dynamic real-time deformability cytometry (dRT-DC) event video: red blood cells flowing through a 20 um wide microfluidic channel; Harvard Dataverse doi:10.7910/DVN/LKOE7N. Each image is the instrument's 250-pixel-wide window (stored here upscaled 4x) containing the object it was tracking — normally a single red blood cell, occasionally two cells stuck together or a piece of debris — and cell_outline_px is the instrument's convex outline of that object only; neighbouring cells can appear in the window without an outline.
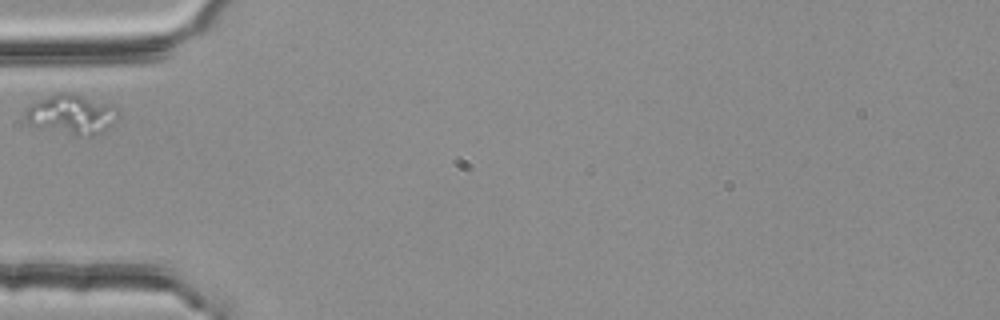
{"species": "common noctule bat (a hibernating species)", "species_latin": "Nyctalus noctula", "temperature_condition": "room temperature", "stored_images_in_passage": 1, "camera_frame_rate_fps": 3000, "um_per_image_px": 0.085, "animal": {"sex": "female", "body_mass_g": 25.1}, "frame": {"image": 1, "passage_image": 1, "time_ms": 0.0, "image_size_px": [1000, 320], "cell_outline_px": [[120, 116], [100, 132], [88, 136], [76, 136], [36, 128], [28, 124], [24, 120], [24, 112], [36, 100], [56, 92], [72, 92], [108, 104], [116, 108]], "centroid_in_image_um": [5.99, 9.72], "position_along_channel_um": 79.0, "area_um2": 21.73}}